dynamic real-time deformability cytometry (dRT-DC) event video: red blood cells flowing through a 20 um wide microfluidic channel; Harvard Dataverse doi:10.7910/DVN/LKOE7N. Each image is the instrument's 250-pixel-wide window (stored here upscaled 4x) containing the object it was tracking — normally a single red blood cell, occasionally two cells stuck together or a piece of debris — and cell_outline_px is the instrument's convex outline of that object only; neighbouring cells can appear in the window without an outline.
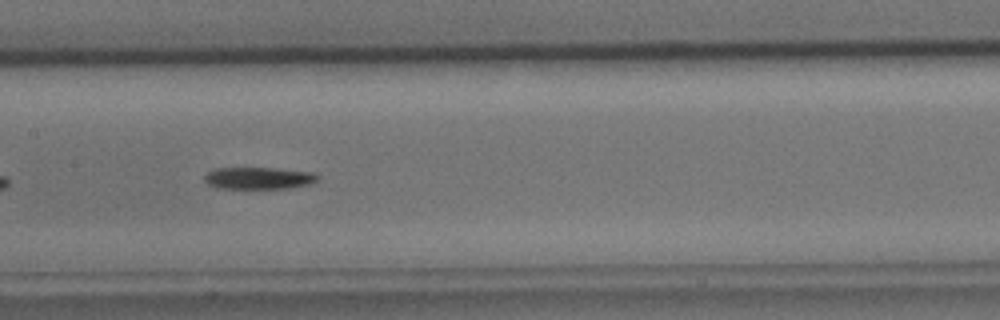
{"species": "common noctule bat (a hibernating species)", "species_latin": "Nyctalus noctula", "temperature_condition": "cold", "stored_images_in_passage": 39, "camera_frame_rate_fps": 3000, "um_per_image_px": 0.085, "animal": {"sex": "male", "body_mass_g": 15.6}, "frame": {"image": 1, "passage_image": 12, "time_ms": 3.667, "image_size_px": [1000, 320], "cell_outline_px": [[320, 176], [316, 180], [308, 184], [288, 188], [220, 188], [208, 184], [204, 180], [204, 176], [208, 172], [216, 168], [272, 168], [312, 172]], "centroid_in_image_um": [21.97, 15.13], "position_along_channel_um": 185.4, "area_um2": 14.28}}
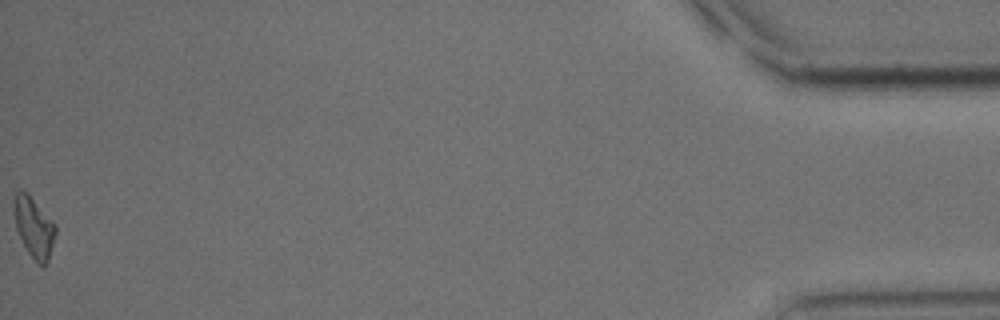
{"frame": {"image": 2, "passage_image": 39, "time_ms": 12.667, "image_size_px": [1000, 320], "cell_outline_px": [[56, 232], [48, 260], [44, 264], [36, 264], [28, 252], [16, 228], [16, 192], [20, 188], [28, 192], [56, 224]], "centroid_in_image_um": [2.93, 19.31], "position_along_channel_um": 432.3, "area_um2": 14.22}, "authors_computed_cell_mechanics": {"area_um2": 14.8546, "velocity_mm_per_s": 3.7511, "shape_relaxation_time_tau1_ms": 3.325, "shape_relaxation_time_tau2_ms": null, "deformation_change_tau1": 0.1301, "deformation_change_tau2": null}}